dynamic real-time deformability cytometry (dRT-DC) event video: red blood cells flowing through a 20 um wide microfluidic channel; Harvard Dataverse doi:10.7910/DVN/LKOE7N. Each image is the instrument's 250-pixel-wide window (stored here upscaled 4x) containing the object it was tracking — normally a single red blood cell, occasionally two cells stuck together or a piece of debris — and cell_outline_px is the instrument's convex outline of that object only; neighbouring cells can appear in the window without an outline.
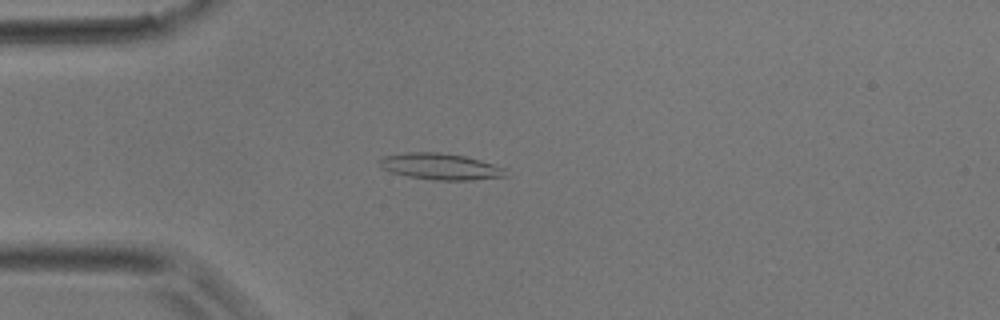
{"species": "common noctule bat (a hibernating species)", "species_latin": "Nyctalus noctula", "temperature_condition": "room temperature", "stored_images_in_passage": 34, "camera_frame_rate_fps": 3000, "um_per_image_px": 0.085, "animal": {"sex": "male", "body_mass_g": 17.9}, "frame": {"image": 1, "passage_image": 3, "time_ms": 0.667, "image_size_px": [1000, 320], "cell_outline_px": [[508, 176], [472, 180], [432, 180], [408, 176], [392, 172], [380, 168], [380, 160], [384, 156], [404, 152], [440, 152], [464, 156], [480, 160], [504, 168]], "centroid_in_image_um": [37.42, 14.15], "position_along_channel_um": 47.6, "area_um2": 19.31}}
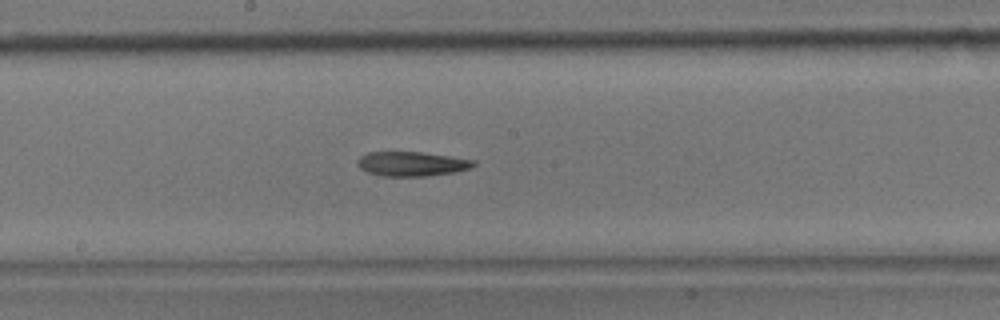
{"frame": {"image": 2, "passage_image": 15, "time_ms": 4.667, "image_size_px": [1000, 320], "cell_outline_px": [[476, 164], [472, 168], [456, 172], [428, 176], [380, 176], [368, 172], [360, 168], [356, 164], [356, 160], [360, 156], [368, 152], [420, 152], [452, 156], [476, 160]], "centroid_in_image_um": [35.02, 13.93], "position_along_channel_um": 213.2, "area_um2": 16.82}}
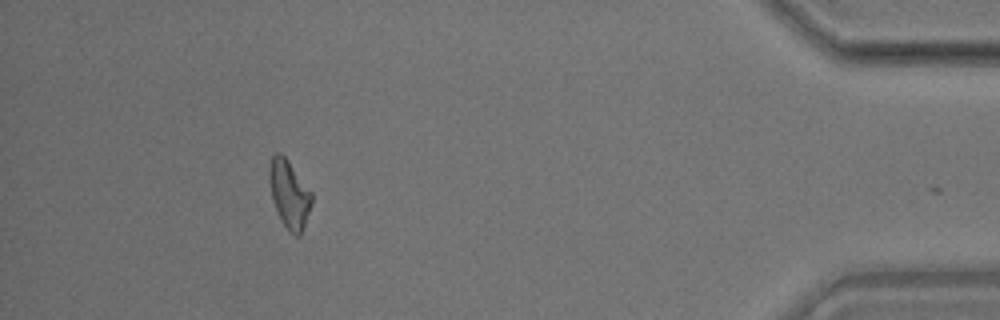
{"frame": {"image": 3, "passage_image": 32, "time_ms": 10.333, "image_size_px": [1000, 320], "cell_outline_px": [[312, 204], [300, 236], [296, 236], [288, 232], [280, 220], [272, 200], [268, 180], [268, 172], [272, 156], [276, 152], [280, 152], [288, 160], [312, 192]], "centroid_in_image_um": [24.57, 16.51], "position_along_channel_um": 410.6, "area_um2": 16.99}}